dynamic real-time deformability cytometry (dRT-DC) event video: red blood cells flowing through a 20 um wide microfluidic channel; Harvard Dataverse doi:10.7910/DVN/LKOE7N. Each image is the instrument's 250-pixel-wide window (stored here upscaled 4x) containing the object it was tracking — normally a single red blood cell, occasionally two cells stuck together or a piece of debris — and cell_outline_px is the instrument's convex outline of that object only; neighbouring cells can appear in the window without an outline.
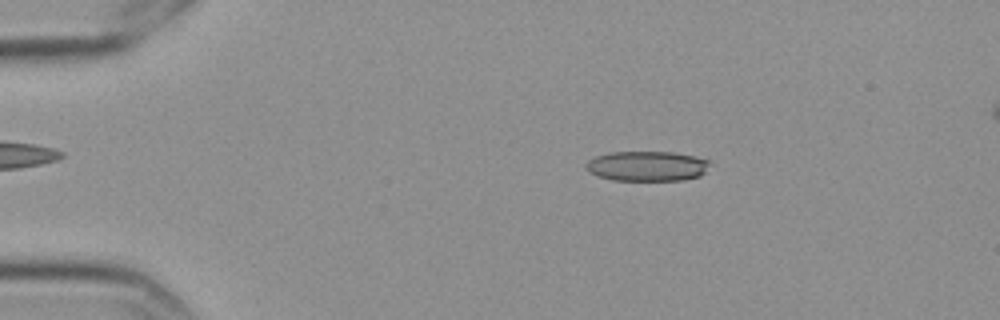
{"species": "Egyptian fruit bat (a non-hibernating species)", "species_latin": "Rousettus aegyptiacus", "temperature_condition": "cold", "stored_images_in_passage": 6, "segment_of_instrument_passage": [1, 2], "camera_frame_rate_fps": 3000, "um_per_image_px": 0.085, "frame": {"image": 1, "passage_image": 3, "time_ms": 0.667, "image_size_px": [1000, 320], "cell_outline_px": [[712, 160], [704, 172], [700, 176], [684, 180], [612, 180], [596, 176], [588, 172], [584, 164], [588, 160], [596, 156], [608, 152], [672, 152], [696, 156]], "centroid_in_image_um": [54.98, 14.11], "position_along_channel_um": 30.0, "area_um2": 21.91}}